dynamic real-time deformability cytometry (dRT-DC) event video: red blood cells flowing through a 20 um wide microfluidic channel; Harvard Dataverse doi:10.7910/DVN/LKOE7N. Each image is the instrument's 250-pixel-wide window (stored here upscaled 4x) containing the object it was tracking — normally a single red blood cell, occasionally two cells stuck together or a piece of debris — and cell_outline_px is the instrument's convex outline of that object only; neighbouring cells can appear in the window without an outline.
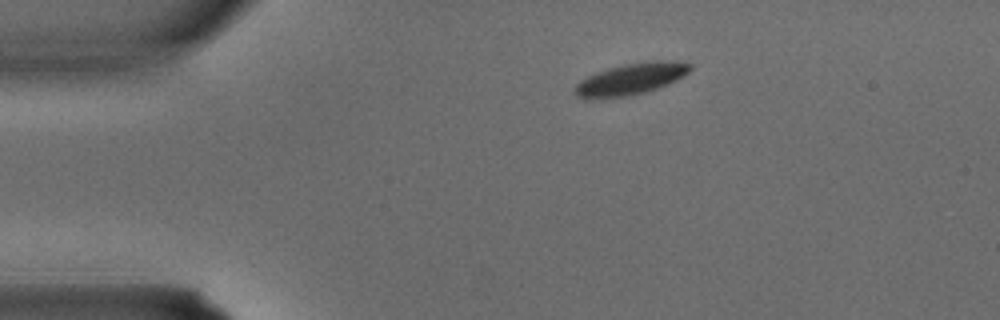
{"species": "common noctule bat (a hibernating species)", "species_latin": "Nyctalus noctula", "temperature_condition": "warm", "stored_images_in_passage": 2, "camera_frame_rate_fps": 3000, "um_per_image_px": 0.085, "animal": {"sex": "male", "body_mass_g": 15.6}, "frame": {"image": 1, "passage_image": 1, "time_ms": 0.0, "image_size_px": [1000, 320], "cell_outline_px": [[692, 68], [684, 76], [668, 84], [644, 92], [628, 96], [592, 100], [584, 100], [576, 96], [572, 92], [572, 88], [580, 80], [596, 72], [608, 68], [624, 64], [652, 60], [680, 60], [692, 64]], "centroid_in_image_um": [53.58, 6.72], "position_along_channel_um": 31.4, "area_um2": 21.79}}